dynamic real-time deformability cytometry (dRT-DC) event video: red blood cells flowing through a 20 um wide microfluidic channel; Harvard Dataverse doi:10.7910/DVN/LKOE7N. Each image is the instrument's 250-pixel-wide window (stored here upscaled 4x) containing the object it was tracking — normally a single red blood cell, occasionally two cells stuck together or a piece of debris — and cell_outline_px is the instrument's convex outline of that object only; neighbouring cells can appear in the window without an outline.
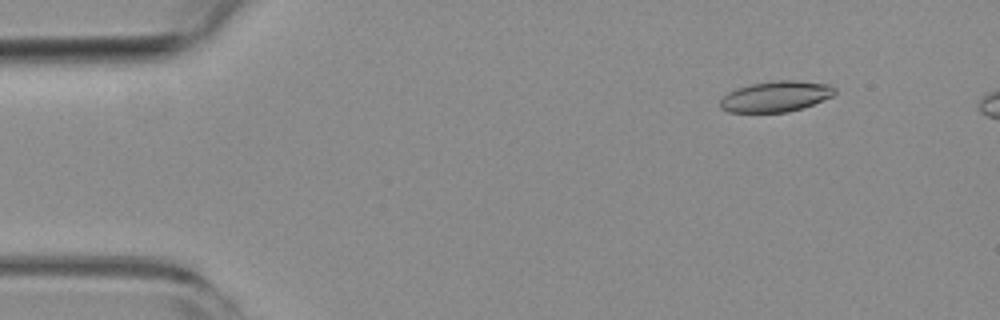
{"species": "common noctule bat (a hibernating species)", "species_latin": "Nyctalus noctula", "temperature_condition": "room temperature", "stored_images_in_passage": 50, "camera_frame_rate_fps": 3000, "um_per_image_px": 0.085, "animal": {"sex": "female", "body_mass_g": 19.3, "forearm_length_mm": 54.1}, "frame": {"image": 1, "passage_image": 6, "time_ms": 1.667, "image_size_px": [1000, 320], "cell_outline_px": [[836, 92], [832, 96], [812, 104], [788, 112], [728, 112], [720, 108], [720, 100], [728, 92], [736, 88], [752, 84], [772, 80], [796, 80], [832, 84], [836, 88]], "centroid_in_image_um": [65.95, 8.18], "position_along_channel_um": 19.1, "area_um2": 20.58}}
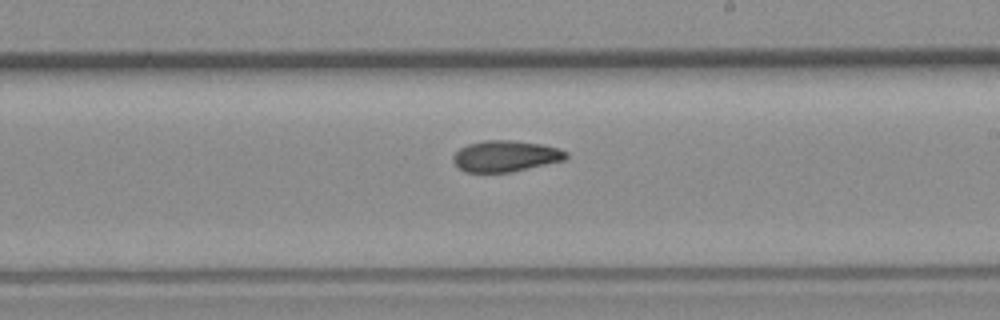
{"frame": {"image": 2, "passage_image": 31, "time_ms": 10.0, "image_size_px": [1000, 320], "cell_outline_px": [[568, 156], [564, 160], [512, 172], [464, 172], [452, 160], [452, 156], [460, 148], [468, 144], [484, 140], [512, 140], [540, 144], [560, 148], [568, 152]], "centroid_in_image_um": [42.98, 13.26], "position_along_channel_um": 246.0, "area_um2": 20.52}}
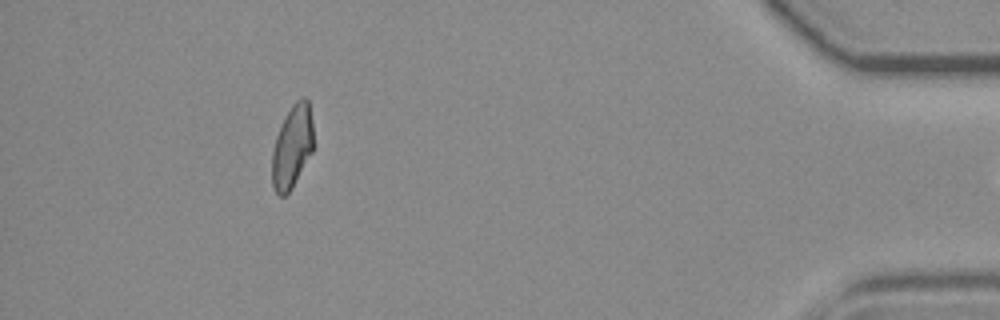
{"frame": {"image": 3, "passage_image": 49, "time_ms": 16.0, "image_size_px": [1000, 320], "cell_outline_px": [[312, 152], [292, 188], [284, 196], [280, 196], [276, 192], [272, 184], [272, 152], [276, 136], [292, 104], [300, 96], [304, 96], [308, 100], [312, 120]], "centroid_in_image_um": [24.83, 12.46], "position_along_channel_um": 410.4, "area_um2": 19.77}}